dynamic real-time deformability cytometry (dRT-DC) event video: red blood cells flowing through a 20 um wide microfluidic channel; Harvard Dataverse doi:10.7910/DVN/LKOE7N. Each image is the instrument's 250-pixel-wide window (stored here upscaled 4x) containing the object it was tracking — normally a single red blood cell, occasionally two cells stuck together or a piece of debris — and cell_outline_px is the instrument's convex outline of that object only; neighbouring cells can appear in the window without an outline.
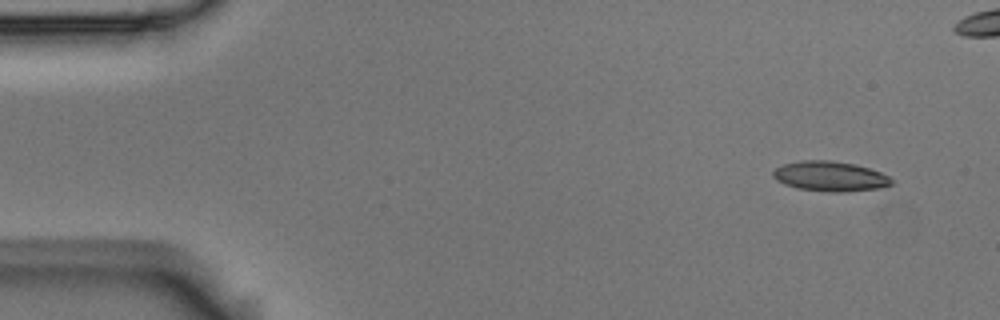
{"species": "Egyptian fruit bat (a non-hibernating species)", "species_latin": "Rousettus aegyptiacus", "temperature_condition": "room temperature", "stored_images_in_passage": 6, "camera_frame_rate_fps": 3000, "um_per_image_px": 0.085, "animal": {"sex": "male"}, "frame": {"image": 1, "passage_image": 1, "time_ms": 0.0, "image_size_px": [1000, 320], "cell_outline_px": [[892, 184], [880, 188], [848, 192], [828, 192], [796, 188], [784, 184], [776, 180], [772, 176], [772, 172], [776, 168], [784, 164], [800, 160], [832, 160], [856, 164], [880, 172], [888, 176], [892, 180]], "centroid_in_image_um": [70.54, 14.99], "position_along_channel_um": 14.5, "area_um2": 20.87}}
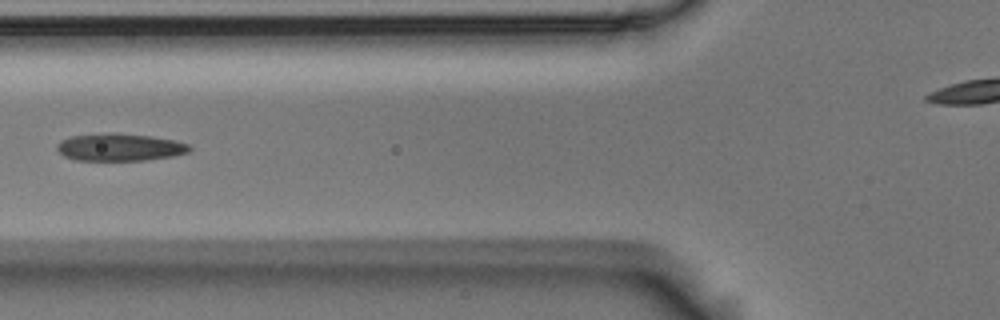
{"frame": {"image": 2, "passage_image": 6, "time_ms": 1.667, "image_size_px": [1000, 320], "cell_outline_px": [[192, 148], [188, 152], [172, 156], [144, 160], [76, 160], [64, 156], [56, 148], [56, 144], [60, 140], [72, 136], [108, 132], [116, 132], [152, 136], [176, 140], [188, 144]], "centroid_in_image_um": [10.17, 12.5], "position_along_channel_um": 115.6, "area_um2": 21.33}}